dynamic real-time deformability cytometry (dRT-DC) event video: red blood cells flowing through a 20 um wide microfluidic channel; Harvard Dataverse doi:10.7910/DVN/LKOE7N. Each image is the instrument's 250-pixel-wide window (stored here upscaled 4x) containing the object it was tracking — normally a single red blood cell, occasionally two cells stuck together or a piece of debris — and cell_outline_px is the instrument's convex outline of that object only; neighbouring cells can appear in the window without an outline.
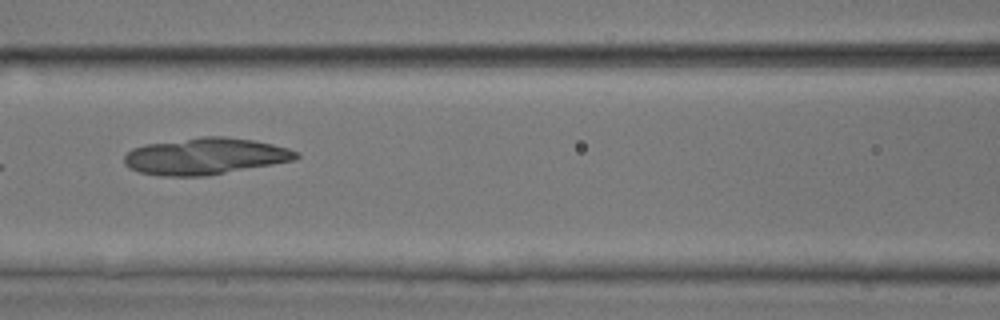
{"species": "common noctule bat (a hibernating species)", "species_latin": "Nyctalus noctula", "temperature_condition": "room temperature", "stored_images_in_passage": 7, "camera_frame_rate_fps": 3000, "um_per_image_px": 0.085, "animal": {"sex": "male", "body_mass_g": 17.9, "forearm_length_mm": 54.2}, "frame": {"image": 1, "passage_image": 6, "time_ms": 7.0, "image_size_px": [1000, 320], "cell_outline_px": [[300, 156], [296, 160], [208, 176], [160, 176], [140, 172], [128, 168], [124, 164], [124, 156], [132, 148], [144, 144], [200, 136], [224, 136], [252, 140], [272, 144], [288, 148], [300, 152]], "centroid_in_image_um": [17.44, 13.28], "position_along_channel_um": 149.2, "area_um2": 37.11}}
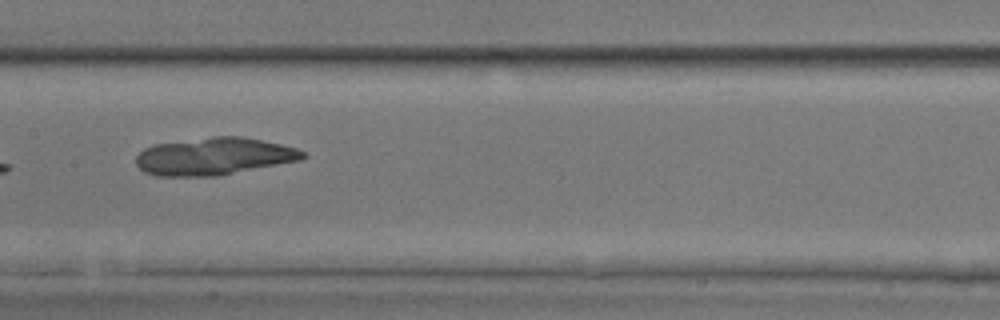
{"frame": {"image": 2, "passage_image": 7, "time_ms": 8.0, "image_size_px": [1000, 320], "cell_outline_px": [[308, 156], [300, 160], [216, 176], [156, 176], [144, 172], [136, 164], [136, 156], [144, 148], [156, 144], [212, 136], [240, 136], [280, 144], [296, 148], [308, 152]], "centroid_in_image_um": [18.2, 13.29], "position_along_channel_um": 189.2, "area_um2": 36.24}}